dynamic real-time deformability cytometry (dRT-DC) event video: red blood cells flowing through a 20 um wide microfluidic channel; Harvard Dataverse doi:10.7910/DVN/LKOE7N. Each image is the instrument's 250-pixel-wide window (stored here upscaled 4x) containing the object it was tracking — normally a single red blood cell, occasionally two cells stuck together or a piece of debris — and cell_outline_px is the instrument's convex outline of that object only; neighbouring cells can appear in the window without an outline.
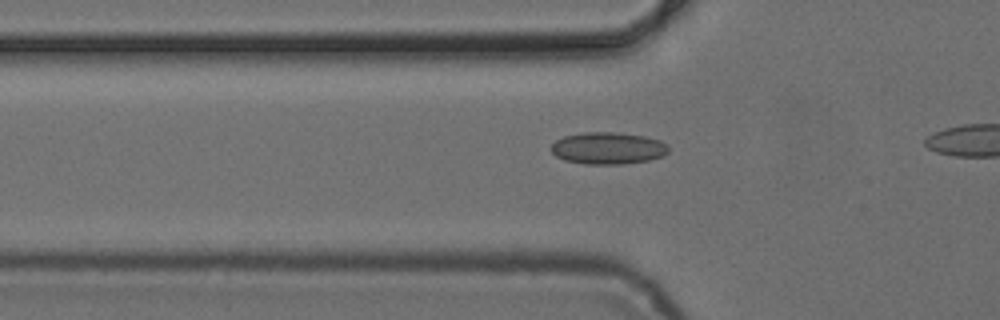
{"species": "common noctule bat (a hibernating species)", "species_latin": "Nyctalus noctula", "temperature_condition": "cold", "stored_images_in_passage": 14, "camera_frame_rate_fps": 3000, "um_per_image_px": 0.085, "animal": {"sex": "female", "body_mass_g": 24.6, "forearm_length_mm": 56.2}, "frame": {"image": 1, "passage_image": 8, "time_ms": 2.333, "image_size_px": [1000, 320], "cell_outline_px": [[668, 152], [664, 156], [648, 160], [624, 164], [584, 164], [564, 160], [556, 156], [552, 152], [552, 144], [556, 140], [564, 136], [584, 132], [620, 132], [644, 136], [660, 140], [668, 144]], "centroid_in_image_um": [51.7, 12.59], "position_along_channel_um": 74.1, "area_um2": 22.02}}
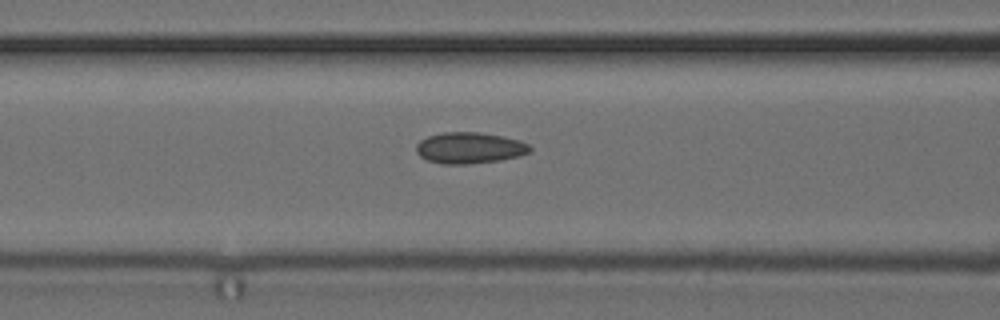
{"frame": {"image": 2, "passage_image": 12, "time_ms": 3.667, "image_size_px": [1000, 320], "cell_outline_px": [[532, 152], [520, 156], [500, 160], [468, 164], [440, 164], [428, 160], [420, 156], [416, 152], [416, 144], [420, 140], [428, 136], [444, 132], [480, 132], [504, 136], [520, 140], [528, 144], [532, 148]], "centroid_in_image_um": [39.94, 12.57], "position_along_channel_um": 126.7, "area_um2": 20.92}}